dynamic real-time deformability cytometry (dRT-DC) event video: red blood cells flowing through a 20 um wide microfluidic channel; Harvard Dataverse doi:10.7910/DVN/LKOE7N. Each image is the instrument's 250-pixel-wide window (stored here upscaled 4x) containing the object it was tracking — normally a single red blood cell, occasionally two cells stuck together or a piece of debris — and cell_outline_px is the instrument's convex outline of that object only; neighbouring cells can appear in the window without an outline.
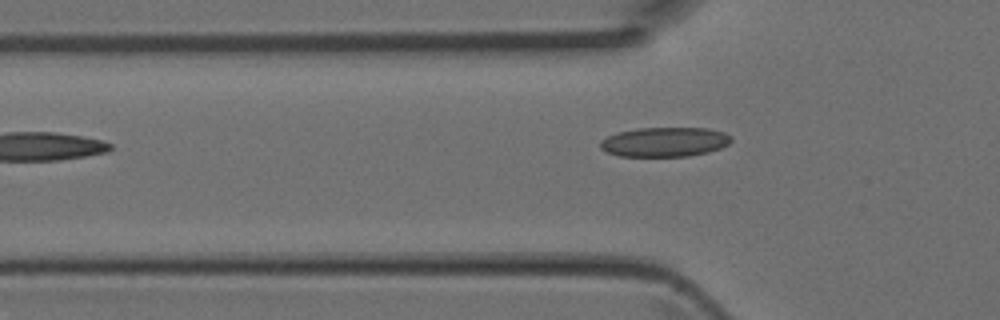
{"species": "Egyptian fruit bat (a non-hibernating species)", "species_latin": "Rousettus aegyptiacus", "temperature_condition": "room temperature", "stored_images_in_passage": 5, "camera_frame_rate_fps": 3000, "um_per_image_px": 0.085, "animal": {"sex": "female"}, "frame": {"image": 1, "passage_image": 4, "time_ms": 1.0, "image_size_px": [1000, 320], "cell_outline_px": [[732, 140], [728, 144], [720, 148], [708, 152], [688, 156], [620, 156], [608, 152], [600, 148], [600, 140], [616, 132], [636, 128], [708, 128], [724, 132], [732, 136]], "centroid_in_image_um": [56.5, 12.06], "position_along_channel_um": 69.3, "area_um2": 22.6}}
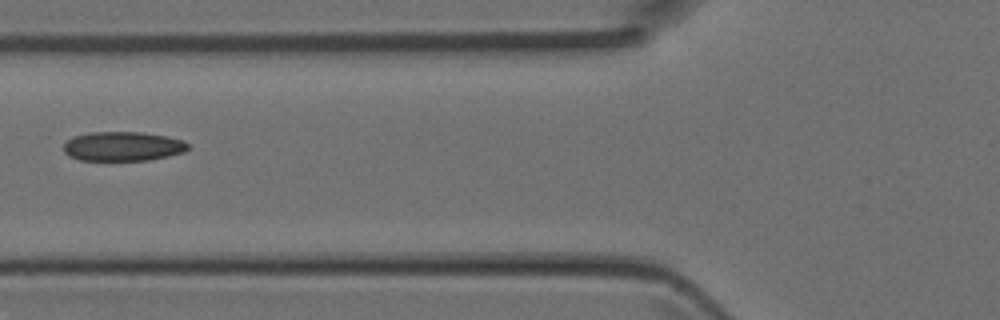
{"frame": {"image": 2, "passage_image": 5, "time_ms": 1.333, "image_size_px": [1000, 320], "cell_outline_px": [[188, 148], [184, 152], [168, 156], [148, 160], [80, 160], [68, 156], [64, 152], [64, 144], [72, 136], [92, 132], [140, 132], [164, 136], [184, 140], [188, 144]], "centroid_in_image_um": [10.42, 12.44], "position_along_channel_um": 115.4, "area_um2": 21.21}}